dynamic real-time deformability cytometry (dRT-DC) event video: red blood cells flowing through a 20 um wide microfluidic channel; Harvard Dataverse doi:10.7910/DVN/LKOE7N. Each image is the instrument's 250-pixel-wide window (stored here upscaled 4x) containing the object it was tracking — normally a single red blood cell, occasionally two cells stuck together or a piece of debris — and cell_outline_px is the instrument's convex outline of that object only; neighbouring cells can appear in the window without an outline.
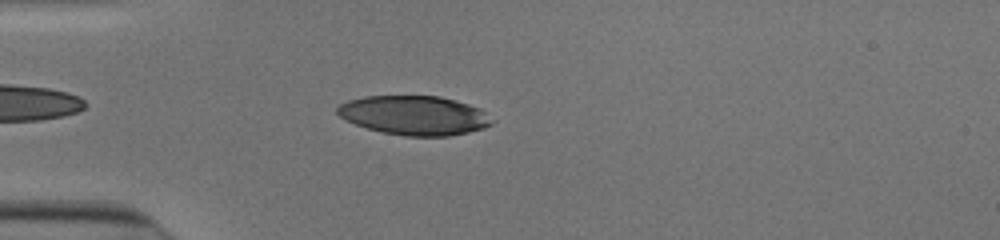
{"species": "human", "species_latin": "Homo sapiens", "temperature_condition": "cold", "stored_images_in_passage": 38, "camera_frame_rate_fps": 3000, "um_per_image_px": 0.085, "donor": {"sex": "male"}, "frame": {"image": 1, "passage_image": 4, "time_ms": 1.0, "image_size_px": [1000, 240], "cell_outline_px": [[496, 120], [492, 124], [484, 128], [468, 132], [448, 136], [404, 136], [384, 132], [368, 128], [356, 124], [340, 116], [336, 112], [336, 108], [340, 104], [348, 100], [364, 96], [440, 96], [456, 100], [480, 108]], "centroid_in_image_um": [35.26, 9.8], "position_along_channel_um": 49.7, "area_um2": 35.37}}
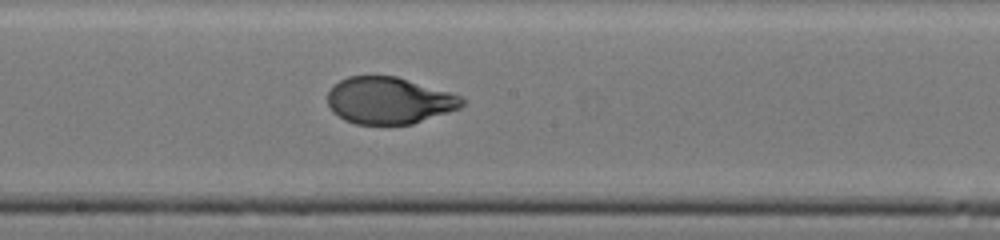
{"frame": {"image": 2, "passage_image": 18, "time_ms": 5.667, "image_size_px": [1000, 240], "cell_outline_px": [[464, 104], [460, 108], [412, 124], [356, 124], [344, 120], [332, 112], [328, 104], [328, 92], [340, 80], [348, 76], [396, 76], [448, 92], [460, 96], [464, 100]], "centroid_in_image_um": [33.04, 8.55], "position_along_channel_um": 215.2, "area_um2": 36.36}}
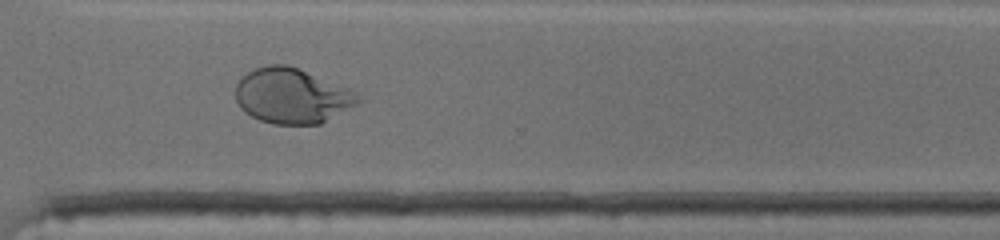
{"frame": {"image": 3, "passage_image": 28, "time_ms": 9.0, "image_size_px": [1000, 240], "cell_outline_px": [[364, 100], [360, 104], [320, 124], [272, 124], [260, 120], [244, 112], [240, 108], [236, 100], [236, 84], [248, 72], [256, 68], [268, 64], [288, 64], [352, 88]], "centroid_in_image_um": [24.88, 8.15], "position_along_channel_um": 345.7, "area_um2": 40.0}, "authors_computed_cell_mechanics": {"area_um2": 37.4833, "velocity_mm_per_s": 3.9143, "shape_relaxation_time_tau1_ms": 5.2163, "shape_relaxation_time_tau2_ms": null, "deformation_change_tau1": 0.2301, "deformation_change_tau2": null}}